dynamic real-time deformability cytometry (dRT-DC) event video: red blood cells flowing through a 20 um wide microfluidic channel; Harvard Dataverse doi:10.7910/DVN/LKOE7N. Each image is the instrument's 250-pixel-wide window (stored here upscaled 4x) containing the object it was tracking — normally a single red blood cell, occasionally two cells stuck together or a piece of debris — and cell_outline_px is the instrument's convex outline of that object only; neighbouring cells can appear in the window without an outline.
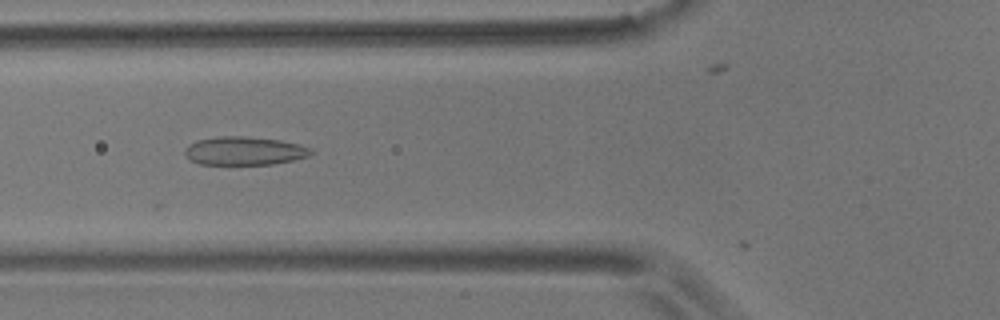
{"species": "common noctule bat (a hibernating species)", "species_latin": "Nyctalus noctula", "temperature_condition": "room temperature", "stored_images_in_passage": 32, "camera_frame_rate_fps": 3000, "um_per_image_px": 0.085, "animal": {"sex": "male", "body_mass_g": 17.9}, "frame": {"image": 1, "passage_image": 4, "time_ms": 1.0, "image_size_px": [1000, 320], "cell_outline_px": [[316, 152], [308, 156], [292, 160], [272, 164], [200, 164], [188, 160], [184, 152], [184, 148], [188, 144], [196, 140], [220, 136], [244, 136], [280, 140], [300, 144], [312, 148]], "centroid_in_image_um": [20.76, 12.82], "position_along_channel_um": 105.0, "area_um2": 21.1}}
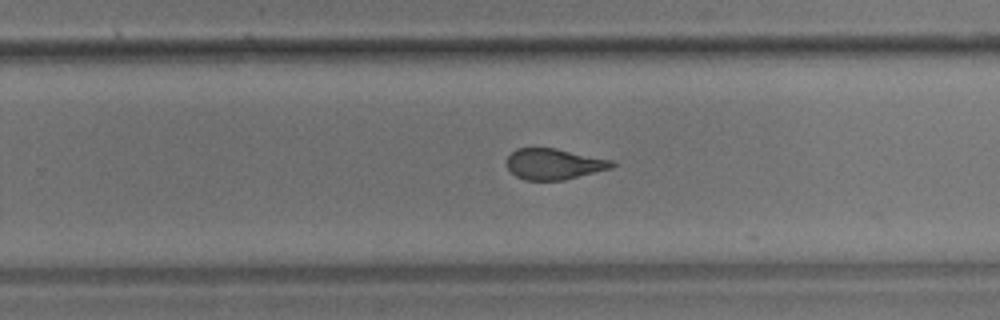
{"frame": {"image": 2, "passage_image": 19, "time_ms": 6.0, "image_size_px": [1000, 320], "cell_outline_px": [[616, 164], [612, 168], [564, 180], [524, 180], [516, 176], [508, 168], [508, 156], [516, 148], [556, 148], [612, 160]], "centroid_in_image_um": [47.1, 13.94], "position_along_channel_um": 282.7, "area_um2": 18.84}}
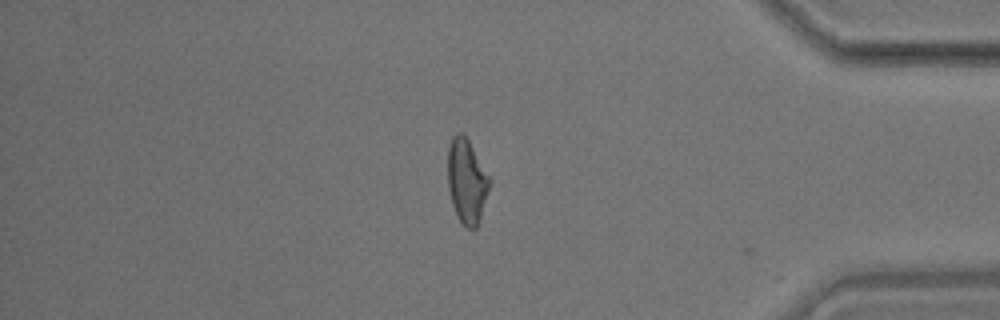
{"frame": {"image": 3, "passage_image": 31, "time_ms": 10.0, "image_size_px": [1000, 320], "cell_outline_px": [[492, 180], [480, 220], [476, 228], [472, 232], [456, 216], [452, 204], [448, 188], [448, 148], [452, 136], [456, 132], [460, 132], [468, 140]], "centroid_in_image_um": [39.68, 15.42], "position_along_channel_um": 395.5, "area_um2": 20.69}, "authors_computed_cell_mechanics": {"area_um2": 20.0855, "velocity_mm_per_s": 3.5601, "shape_relaxation_time_tau1_ms": null, "shape_relaxation_time_tau2_ms": 1.5244, "deformation_change_tau1": null, "deformation_change_tau2": 0.088}}